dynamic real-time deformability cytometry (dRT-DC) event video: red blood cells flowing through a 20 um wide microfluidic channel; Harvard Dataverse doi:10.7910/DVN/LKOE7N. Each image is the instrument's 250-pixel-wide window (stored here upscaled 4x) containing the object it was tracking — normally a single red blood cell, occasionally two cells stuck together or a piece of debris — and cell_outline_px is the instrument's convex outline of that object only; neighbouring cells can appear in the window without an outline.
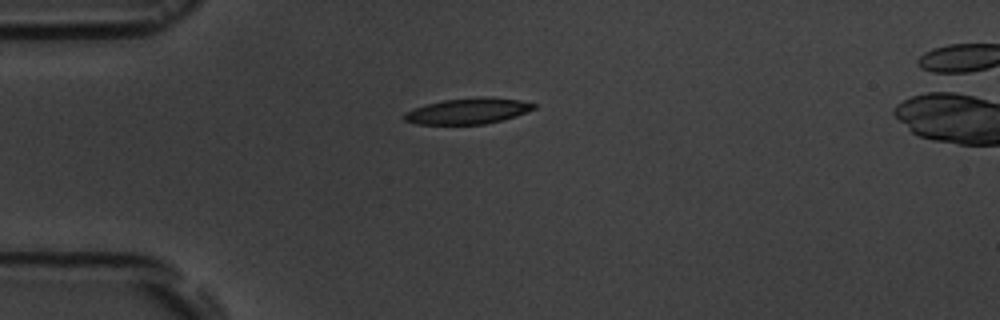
{"species": "common noctule bat (a hibernating species)", "species_latin": "Nyctalus noctula", "temperature_condition": "room temperature", "stored_images_in_passage": 3, "camera_frame_rate_fps": 3000, "um_per_image_px": 0.085, "animal": {"sex": "male", "body_mass_g": 19.5, "forearm_length_mm": 54.6}, "frame": {"image": 1, "passage_image": 1, "time_ms": 0.0, "image_size_px": [1000, 320], "cell_outline_px": [[536, 108], [516, 116], [484, 124], [416, 124], [404, 120], [404, 112], [428, 104], [444, 100], [476, 96], [484, 96], [520, 100], [536, 104]], "centroid_in_image_um": [39.8, 9.43], "position_along_channel_um": 45.2, "area_um2": 19.42}}
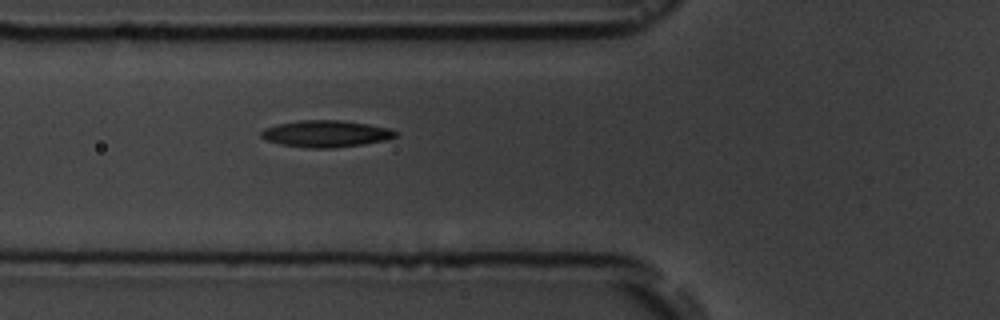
{"frame": {"image": 2, "passage_image": 3, "time_ms": 2.0, "image_size_px": [1000, 320], "cell_outline_px": [[400, 132], [396, 136], [384, 140], [364, 144], [332, 148], [308, 148], [280, 144], [268, 140], [260, 136], [260, 132], [264, 128], [276, 124], [300, 120], [340, 120], [368, 124], [388, 128]], "centroid_in_image_um": [27.69, 11.36], "position_along_channel_um": 98.1, "area_um2": 20.92}}